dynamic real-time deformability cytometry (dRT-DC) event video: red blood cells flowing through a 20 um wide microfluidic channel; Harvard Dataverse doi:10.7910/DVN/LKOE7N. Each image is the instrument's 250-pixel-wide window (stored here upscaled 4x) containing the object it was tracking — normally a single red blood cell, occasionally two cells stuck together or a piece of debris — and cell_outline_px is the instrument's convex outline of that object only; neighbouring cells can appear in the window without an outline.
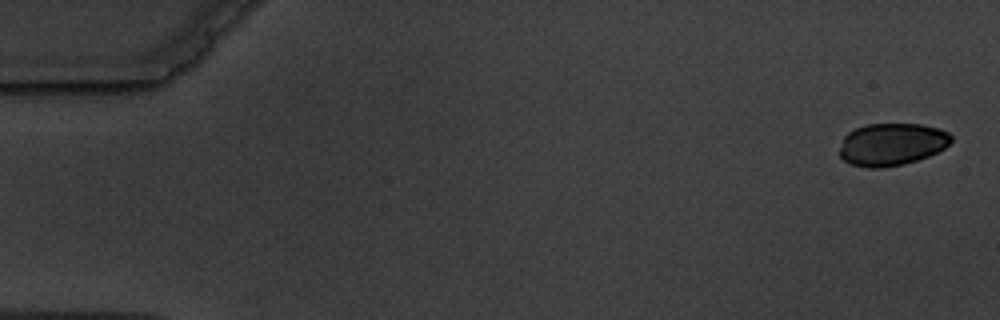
{"species": "common noctule bat (a hibernating species)", "species_latin": "Nyctalus noctula", "temperature_condition": "warm", "stored_images_in_passage": 6, "segment_of_instrument_passage": [1, 2], "camera_frame_rate_fps": 3000, "um_per_image_px": 0.085, "animal": {"sex": "male", "body_mass_g": 19.5, "forearm_length_mm": 54.6}, "frame": {"image": 1, "passage_image": 1, "time_ms": 0.0, "image_size_px": [1000, 320], "cell_outline_px": [[952, 140], [944, 148], [928, 156], [904, 164], [880, 168], [868, 168], [852, 164], [844, 160], [840, 156], [840, 148], [844, 136], [848, 132], [856, 128], [868, 124], [920, 124], [936, 128], [948, 132], [952, 136]], "centroid_in_image_um": [75.79, 12.27], "position_along_channel_um": 9.2, "area_um2": 27.4}}
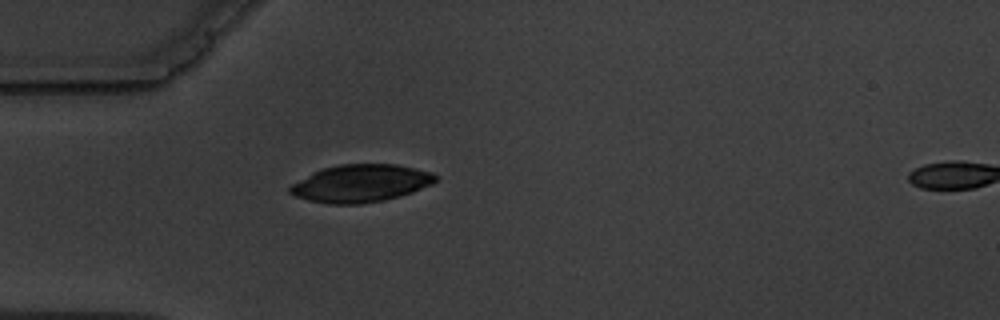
{"frame": {"image": 2, "passage_image": 5, "time_ms": 5.0, "image_size_px": [1000, 320], "cell_outline_px": [[440, 176], [432, 184], [412, 192], [400, 196], [384, 200], [360, 204], [328, 204], [308, 200], [296, 196], [288, 192], [288, 188], [292, 184], [312, 172], [324, 168], [340, 164], [396, 164], [416, 168], [432, 172]], "centroid_in_image_um": [30.68, 15.58], "position_along_channel_um": 54.3, "area_um2": 31.96}}